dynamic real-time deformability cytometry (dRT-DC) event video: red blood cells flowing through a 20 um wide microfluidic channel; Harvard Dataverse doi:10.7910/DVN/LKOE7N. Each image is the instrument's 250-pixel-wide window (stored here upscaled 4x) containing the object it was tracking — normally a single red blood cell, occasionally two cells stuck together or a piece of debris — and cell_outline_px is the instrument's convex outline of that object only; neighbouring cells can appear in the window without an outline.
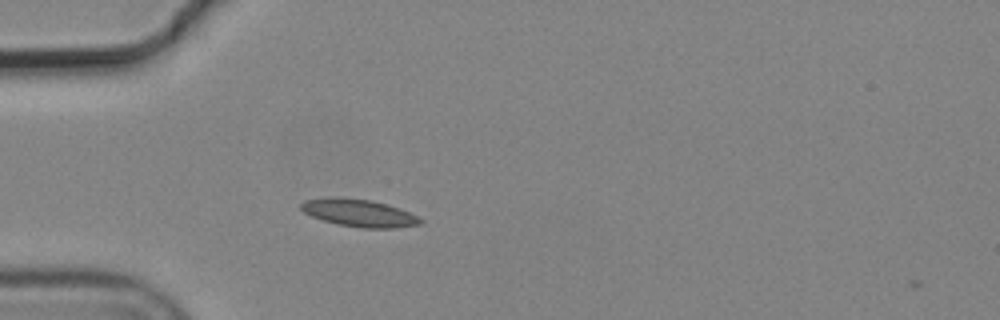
{"species": "common noctule bat (a hibernating species)", "species_latin": "Nyctalus noctula", "temperature_condition": "cold", "stored_images_in_passage": 1, "camera_frame_rate_fps": 3000, "um_per_image_px": 0.085, "animal": {"sex": "male", "body_mass_g": 19.2, "forearm_length_mm": 51.8}, "frame": {"image": 1, "passage_image": 1, "time_ms": 0.0, "image_size_px": [1000, 320], "cell_outline_px": [[424, 220], [420, 224], [392, 228], [360, 228], [336, 224], [312, 216], [304, 212], [300, 208], [300, 204], [304, 200], [328, 196], [340, 196], [372, 200], [388, 204], [400, 208]], "centroid_in_image_um": [30.48, 18.08], "position_along_channel_um": 54.5, "area_um2": 19.36}}